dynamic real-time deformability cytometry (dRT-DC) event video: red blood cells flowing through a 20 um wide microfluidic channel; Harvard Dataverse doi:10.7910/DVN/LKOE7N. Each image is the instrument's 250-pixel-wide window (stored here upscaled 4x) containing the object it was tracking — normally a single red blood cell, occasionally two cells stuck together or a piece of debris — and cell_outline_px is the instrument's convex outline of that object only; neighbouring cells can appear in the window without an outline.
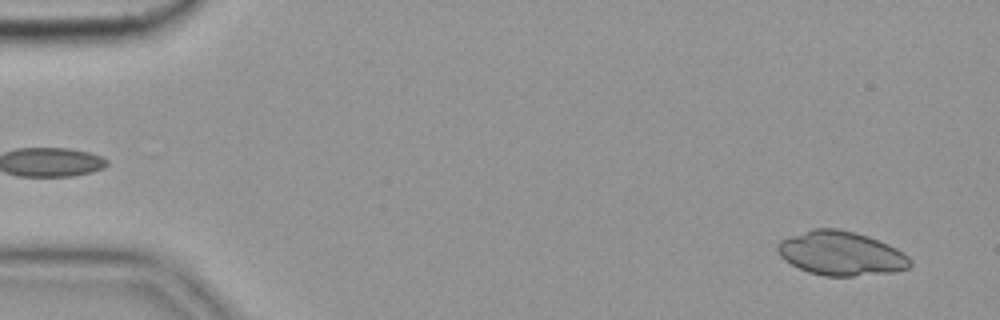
{"species": "common noctule bat (a hibernating species)", "species_latin": "Nyctalus noctula", "temperature_condition": "cold", "stored_images_in_passage": 6, "camera_frame_rate_fps": 3000, "um_per_image_px": 0.085, "animal": {"sex": "female", "body_mass_g": 19.9}, "frame": {"image": 1, "passage_image": 6, "time_ms": 1.667, "image_size_px": [1000, 320], "cell_outline_px": [[912, 264], [908, 268], [896, 272], [852, 276], [824, 276], [808, 272], [784, 260], [780, 256], [776, 248], [776, 244], [780, 240], [812, 228], [836, 228], [856, 232], [868, 236], [888, 244], [904, 252], [912, 260]], "centroid_in_image_um": [71.5, 21.54], "position_along_channel_um": 13.5, "area_um2": 34.28}}